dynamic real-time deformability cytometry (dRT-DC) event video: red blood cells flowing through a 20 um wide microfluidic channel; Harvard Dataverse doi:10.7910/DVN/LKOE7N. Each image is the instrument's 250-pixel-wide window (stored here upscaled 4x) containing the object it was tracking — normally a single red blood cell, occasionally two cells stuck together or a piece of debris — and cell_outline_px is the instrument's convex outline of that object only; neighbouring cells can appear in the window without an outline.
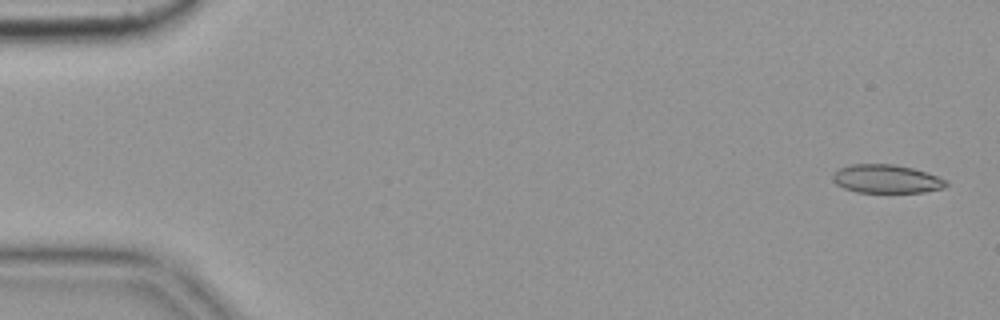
{"species": "common noctule bat (a hibernating species)", "species_latin": "Nyctalus noctula", "temperature_condition": "cold", "stored_images_in_passage": 5, "camera_frame_rate_fps": 3000, "um_per_image_px": 0.085, "animal": {"sex": "female", "body_mass_g": 19.9}, "frame": {"image": 1, "passage_image": 1, "time_ms": 0.0, "image_size_px": [1000, 320], "cell_outline_px": [[948, 184], [944, 188], [924, 192], [856, 192], [844, 188], [836, 184], [832, 180], [832, 176], [840, 168], [852, 164], [896, 164], [912, 168], [948, 180]], "centroid_in_image_um": [75.35, 15.21], "position_along_channel_um": 9.7, "area_um2": 18.73}}
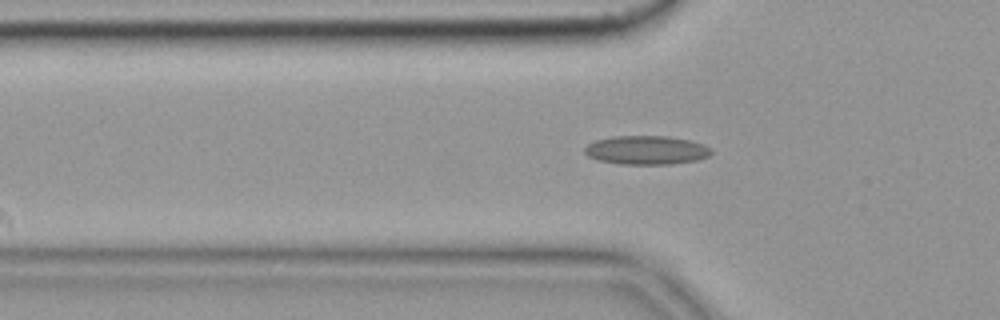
{"frame": {"image": 2, "passage_image": 5, "time_ms": 1.333, "image_size_px": [1000, 320], "cell_outline_px": [[712, 152], [708, 156], [700, 160], [672, 164], [620, 164], [596, 160], [588, 156], [584, 152], [584, 148], [588, 144], [596, 140], [612, 136], [668, 136], [688, 140], [704, 144], [712, 148]], "centroid_in_image_um": [54.95, 12.76], "position_along_channel_um": 70.8, "area_um2": 21.44}}